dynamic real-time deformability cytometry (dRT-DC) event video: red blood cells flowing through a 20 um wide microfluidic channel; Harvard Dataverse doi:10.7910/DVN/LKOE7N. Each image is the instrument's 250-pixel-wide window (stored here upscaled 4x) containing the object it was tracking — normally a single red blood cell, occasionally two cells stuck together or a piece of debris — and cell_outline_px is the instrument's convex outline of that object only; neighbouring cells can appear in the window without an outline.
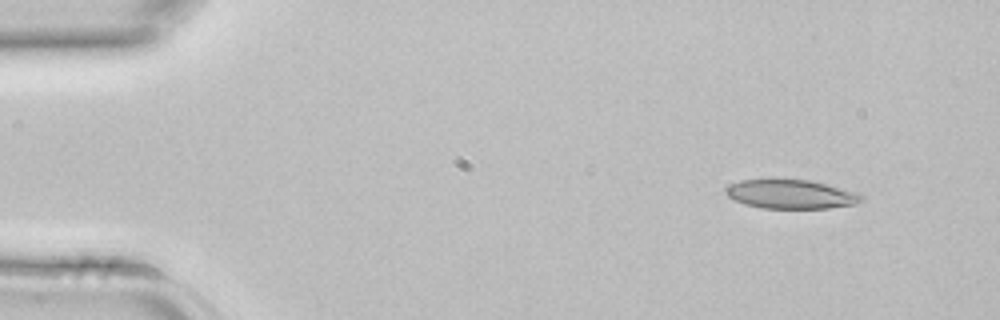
{"species": "common noctule bat (a hibernating species)", "species_latin": "Nyctalus noctula", "temperature_condition": "room temperature", "stored_images_in_passage": 4, "segment_of_instrument_passage": [2, 2], "camera_frame_rate_fps": 3000, "um_per_image_px": 0.085, "animal": {"sex": "female", "body_mass_g": 22.7, "forearm_length_mm": 54.2}, "frame": {"image": 1, "passage_image": 4, "time_ms": 1.0, "image_size_px": [1000, 320], "cell_outline_px": [[864, 200], [856, 204], [828, 208], [760, 208], [744, 204], [732, 200], [724, 192], [724, 188], [740, 180], [812, 180], [828, 184], [856, 192], [864, 196]], "centroid_in_image_um": [67.23, 16.51], "position_along_channel_um": 17.8, "area_um2": 23.0}}